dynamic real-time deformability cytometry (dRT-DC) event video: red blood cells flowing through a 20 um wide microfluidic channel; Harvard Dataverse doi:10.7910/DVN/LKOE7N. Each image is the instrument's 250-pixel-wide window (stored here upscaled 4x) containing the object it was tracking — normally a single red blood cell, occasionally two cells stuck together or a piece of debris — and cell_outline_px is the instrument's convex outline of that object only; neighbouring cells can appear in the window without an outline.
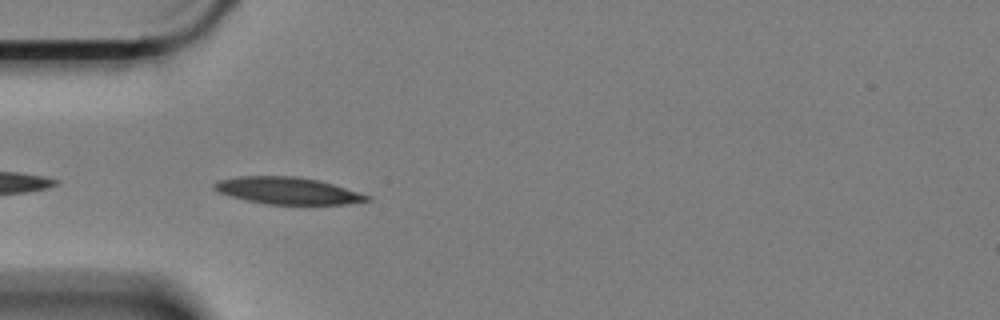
{"species": "Egyptian fruit bat (a non-hibernating species)", "species_latin": "Rousettus aegyptiacus", "temperature_condition": "cold", "stored_images_in_passage": 11, "camera_frame_rate_fps": 3000, "um_per_image_px": 0.085, "animal": {"sex": "female"}, "frame": {"image": 1, "passage_image": 2, "time_ms": 0.333, "image_size_px": [1000, 320], "cell_outline_px": [[372, 200], [348, 204], [264, 204], [232, 196], [220, 192], [212, 188], [212, 184], [220, 180], [240, 176], [296, 176], [316, 180], [332, 184], [372, 196]], "centroid_in_image_um": [24.47, 16.21], "position_along_channel_um": 60.5, "area_um2": 23.76}}
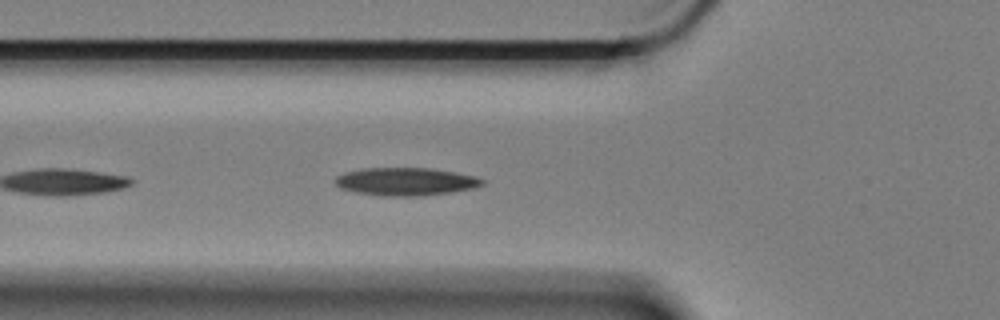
{"frame": {"image": 2, "passage_image": 5, "time_ms": 1.333, "image_size_px": [1000, 320], "cell_outline_px": [[484, 184], [472, 188], [452, 192], [416, 196], [380, 196], [356, 192], [340, 188], [332, 180], [336, 176], [344, 172], [360, 168], [432, 168], [456, 172], [476, 176], [484, 180]], "centroid_in_image_um": [34.45, 15.42], "position_along_channel_um": 91.4, "area_um2": 24.1}}